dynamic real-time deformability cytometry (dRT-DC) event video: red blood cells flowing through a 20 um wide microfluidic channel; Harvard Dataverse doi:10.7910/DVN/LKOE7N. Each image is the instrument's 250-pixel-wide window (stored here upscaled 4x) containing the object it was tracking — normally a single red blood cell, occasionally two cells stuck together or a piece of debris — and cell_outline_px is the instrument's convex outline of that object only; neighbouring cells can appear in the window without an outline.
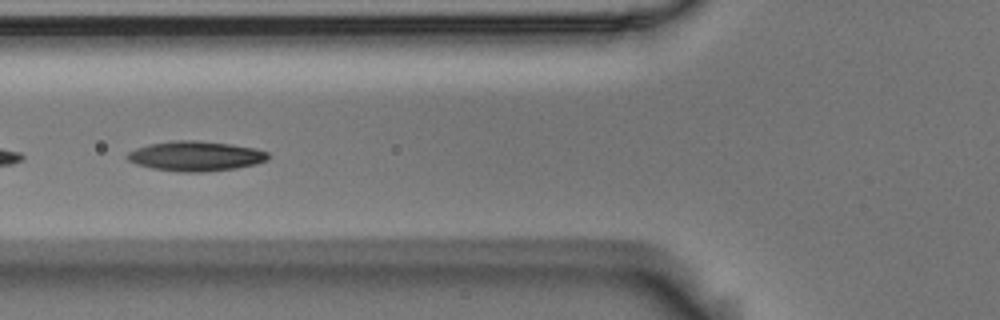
{"species": "Egyptian fruit bat (a non-hibernating species)", "species_latin": "Rousettus aegyptiacus", "temperature_condition": "room temperature", "stored_images_in_passage": 9, "camera_frame_rate_fps": 3000, "um_per_image_px": 0.085, "animal": {"sex": "male"}, "frame": {"image": 1, "passage_image": 6, "time_ms": 1.667, "image_size_px": [1000, 320], "cell_outline_px": [[268, 160], [256, 164], [236, 168], [204, 172], [180, 172], [152, 168], [136, 164], [128, 160], [124, 156], [128, 152], [136, 148], [148, 144], [176, 140], [196, 140], [232, 144], [256, 148], [268, 152]], "centroid_in_image_um": [16.62, 13.26], "position_along_channel_um": 109.2, "area_um2": 24.68}}
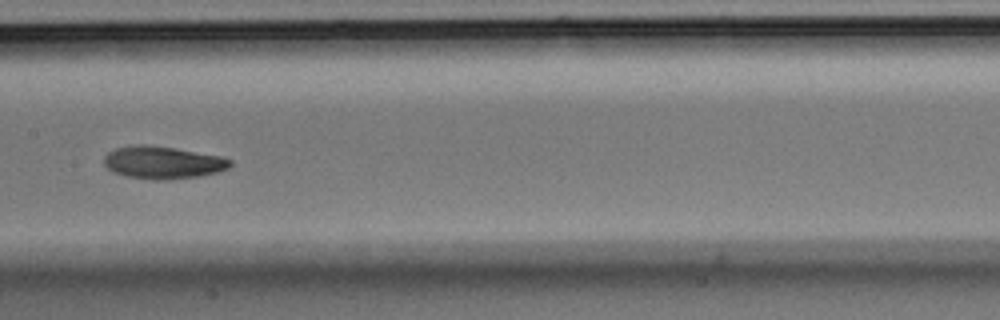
{"frame": {"image": 2, "passage_image": 8, "time_ms": 2.333, "image_size_px": [1000, 320], "cell_outline_px": [[232, 164], [228, 168], [216, 172], [200, 176], [168, 180], [152, 180], [128, 176], [112, 172], [104, 164], [104, 156], [108, 152], [116, 148], [136, 144], [144, 144], [176, 148], [220, 156], [232, 160]], "centroid_in_image_um": [13.83, 13.81], "position_along_channel_um": 193.6, "area_um2": 23.99}}
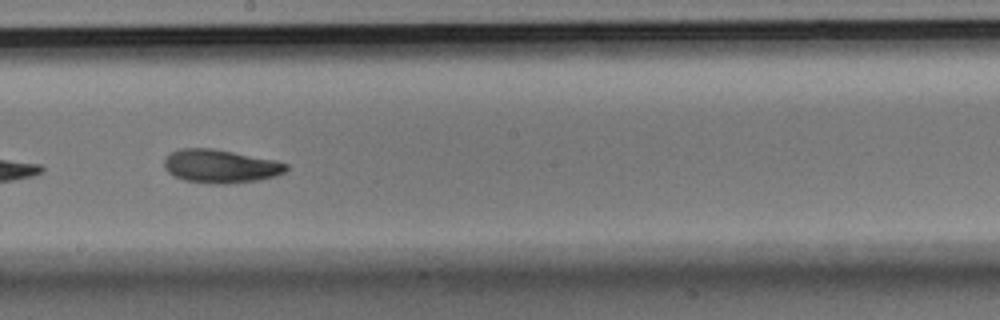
{"frame": {"image": 3, "passage_image": 9, "time_ms": 2.667, "image_size_px": [1000, 320], "cell_outline_px": [[288, 168], [284, 172], [276, 176], [260, 180], [224, 184], [208, 184], [184, 180], [172, 176], [164, 168], [164, 160], [172, 152], [180, 148], [212, 148], [276, 160], [288, 164]], "centroid_in_image_um": [18.73, 14.14], "position_along_channel_um": 229.5, "area_um2": 23.93}}